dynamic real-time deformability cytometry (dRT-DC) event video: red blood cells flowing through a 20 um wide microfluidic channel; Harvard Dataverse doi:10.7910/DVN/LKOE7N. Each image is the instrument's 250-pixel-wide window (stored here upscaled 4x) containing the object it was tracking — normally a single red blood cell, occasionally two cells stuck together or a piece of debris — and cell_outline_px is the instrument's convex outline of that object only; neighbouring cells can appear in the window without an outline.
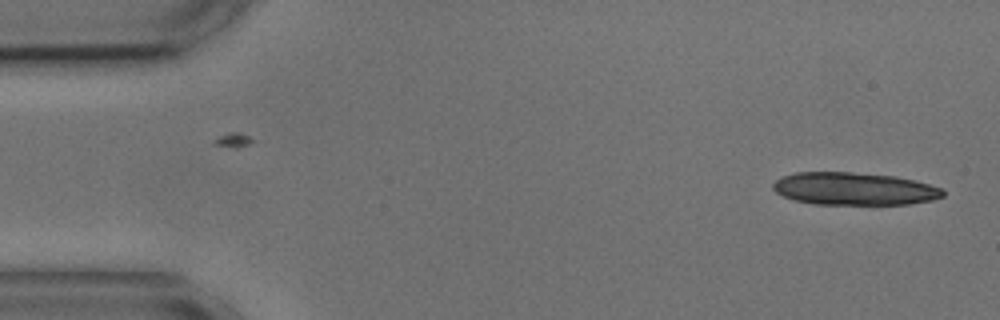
{"species": "common noctule bat (a hibernating species)", "species_latin": "Nyctalus noctula", "temperature_condition": "cold", "stored_images_in_passage": 13, "camera_frame_rate_fps": 3000, "um_per_image_px": 0.085, "animal": {"sex": "male", "body_mass_g": 17.9, "forearm_length_mm": 54.2}, "frame": {"image": 1, "passage_image": 1, "time_ms": 0.0, "image_size_px": [1000, 320], "cell_outline_px": [[944, 196], [932, 200], [908, 204], [816, 204], [796, 200], [784, 196], [776, 192], [772, 188], [772, 184], [776, 180], [784, 176], [796, 172], [852, 172], [896, 176], [944, 188]], "centroid_in_image_um": [72.62, 16.04], "position_along_channel_um": 12.4, "area_um2": 32.19}}